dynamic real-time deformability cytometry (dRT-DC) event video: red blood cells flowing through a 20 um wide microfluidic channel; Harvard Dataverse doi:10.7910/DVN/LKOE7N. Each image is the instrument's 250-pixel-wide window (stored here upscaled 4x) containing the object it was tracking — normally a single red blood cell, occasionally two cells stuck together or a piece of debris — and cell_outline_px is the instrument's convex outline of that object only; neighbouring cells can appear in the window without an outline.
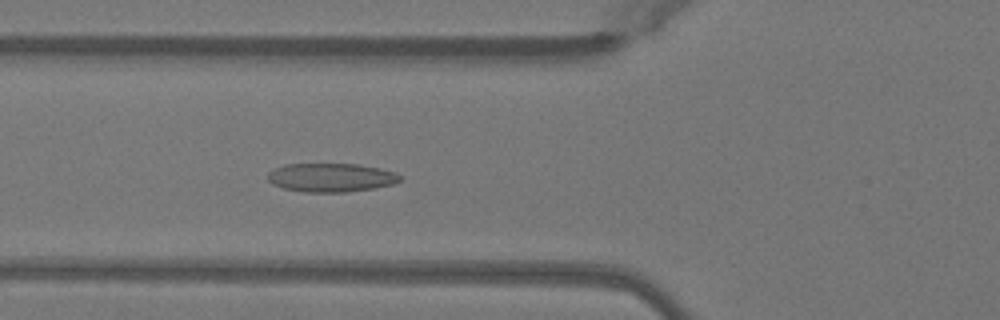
{"species": "Egyptian fruit bat (a non-hibernating species)", "species_latin": "Rousettus aegyptiacus", "temperature_condition": "warm", "stored_images_in_passage": 50, "camera_frame_rate_fps": 3000, "um_per_image_px": 0.085, "animal": {"sex": "female"}, "frame": {"image": 1, "passage_image": 19, "time_ms": 6.0, "image_size_px": [1000, 320], "cell_outline_px": [[400, 180], [392, 184], [376, 188], [348, 192], [304, 192], [284, 188], [272, 184], [268, 180], [268, 172], [284, 164], [360, 164], [380, 168], [396, 172], [400, 176]], "centroid_in_image_um": [28.15, 15.09], "position_along_channel_um": 97.7, "area_um2": 22.2}}
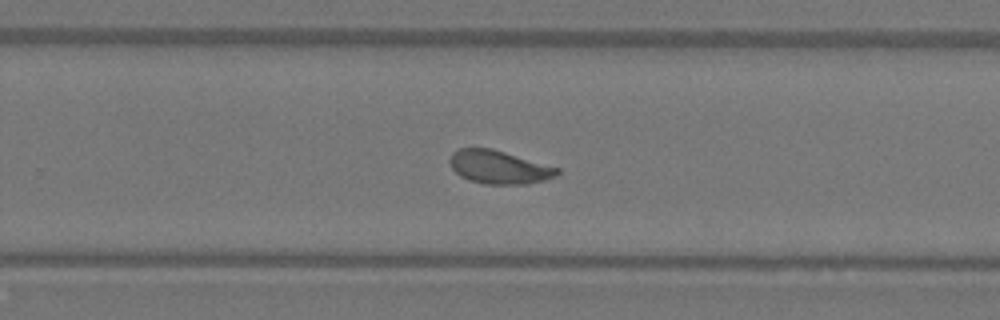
{"frame": {"image": 2, "passage_image": 33, "time_ms": 10.667, "image_size_px": [1000, 320], "cell_outline_px": [[560, 172], [556, 176], [544, 180], [524, 184], [484, 184], [468, 180], [460, 176], [452, 168], [448, 160], [452, 152], [456, 148], [492, 148], [560, 168]], "centroid_in_image_um": [42.39, 14.2], "position_along_channel_um": 287.4, "area_um2": 20.98}}
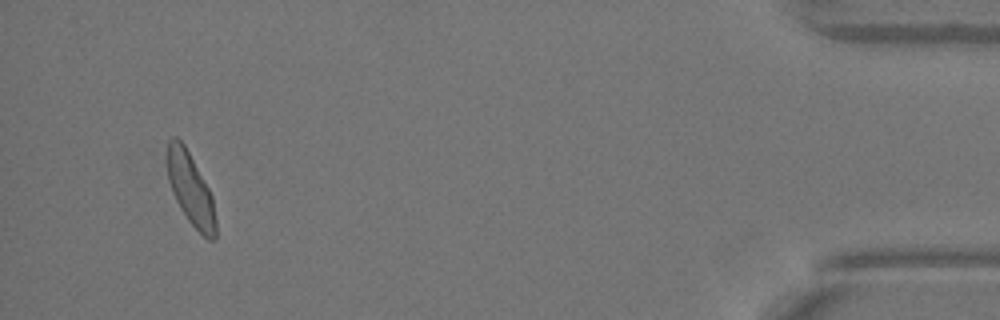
{"frame": {"image": 3, "passage_image": 48, "time_ms": 15.667, "image_size_px": [1000, 320], "cell_outline_px": [[216, 240], [208, 240], [188, 220], [180, 208], [172, 192], [168, 180], [168, 140], [172, 136], [176, 136], [184, 144], [208, 188], [212, 196], [216, 220]], "centroid_in_image_um": [16.21, 16.1], "position_along_channel_um": 419.0, "area_um2": 20.06}, "authors_computed_cell_mechanics": {"area_um2": 21.2126, "velocity_mm_per_s": 4.0751, "shape_relaxation_time_tau1_ms": 3.7626, "shape_relaxation_time_tau2_ms": 1.2322, "deformation_change_tau1": 0.1279, "deformation_change_tau2": 0.072}}